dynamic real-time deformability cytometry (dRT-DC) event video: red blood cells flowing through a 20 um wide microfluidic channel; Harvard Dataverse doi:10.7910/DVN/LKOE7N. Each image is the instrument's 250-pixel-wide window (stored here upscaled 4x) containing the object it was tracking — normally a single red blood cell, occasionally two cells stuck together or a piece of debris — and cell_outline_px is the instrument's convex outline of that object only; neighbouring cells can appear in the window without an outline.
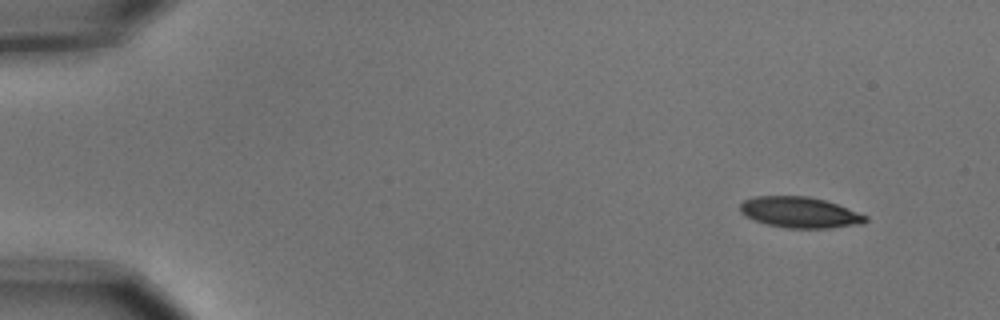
{"species": "common noctule bat (a hibernating species)", "species_latin": "Nyctalus noctula", "temperature_condition": "cold", "stored_images_in_passage": 6, "camera_frame_rate_fps": 3000, "um_per_image_px": 0.085, "animal": {"sex": "male", "body_mass_g": 15.6}, "frame": {"image": 1, "passage_image": 1, "time_ms": 0.0, "image_size_px": [1000, 320], "cell_outline_px": [[868, 220], [864, 224], [832, 228], [784, 228], [768, 224], [744, 216], [740, 212], [740, 204], [744, 200], [756, 196], [808, 196], [824, 200], [836, 204], [868, 216]], "centroid_in_image_um": [68.0, 18.06], "position_along_channel_um": 17.0, "area_um2": 22.6}}
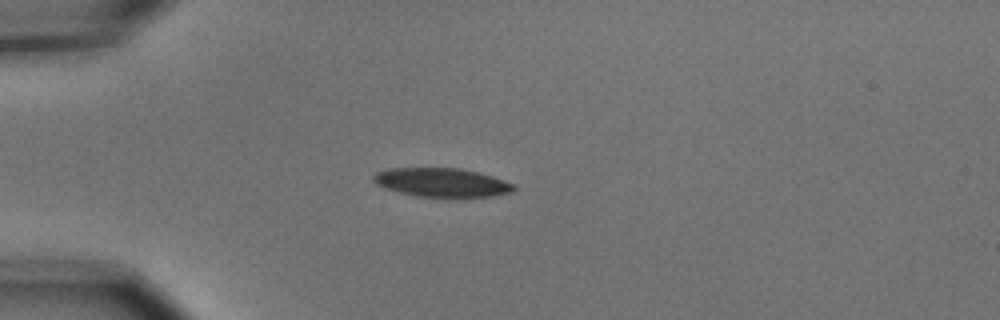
{"frame": {"image": 2, "passage_image": 4, "time_ms": 1.0, "image_size_px": [1000, 320], "cell_outline_px": [[516, 188], [512, 192], [492, 196], [448, 200], [416, 196], [384, 188], [376, 184], [372, 180], [372, 176], [376, 172], [384, 168], [460, 168], [492, 176], [516, 184]], "centroid_in_image_um": [37.56, 15.55], "position_along_channel_um": 47.4, "area_um2": 24.57}}